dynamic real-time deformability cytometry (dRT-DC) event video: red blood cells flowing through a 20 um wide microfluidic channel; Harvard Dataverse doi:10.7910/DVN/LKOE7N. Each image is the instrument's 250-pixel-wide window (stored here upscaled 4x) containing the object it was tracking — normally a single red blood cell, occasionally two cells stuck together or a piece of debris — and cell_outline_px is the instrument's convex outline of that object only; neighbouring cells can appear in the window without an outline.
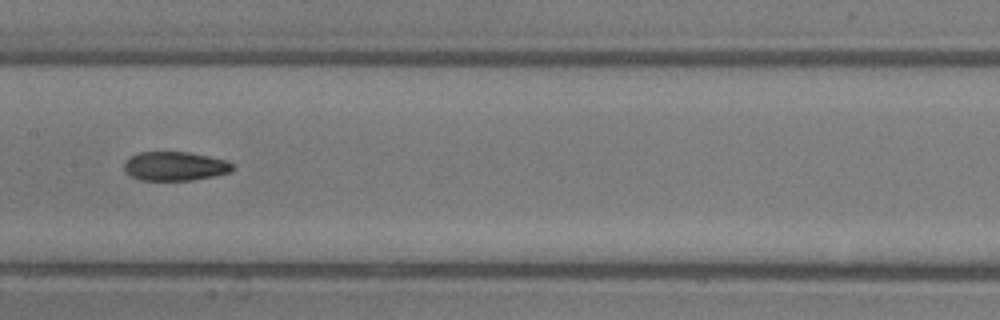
{"species": "common noctule bat (a hibernating species)", "species_latin": "Nyctalus noctula", "temperature_condition": "room temperature", "stored_images_in_passage": 8, "camera_frame_rate_fps": 3000, "um_per_image_px": 0.085, "animal": {"sex": "male", "body_mass_g": 13.3}, "frame": {"image": 1, "passage_image": 7, "time_ms": 8.0, "image_size_px": [1000, 320], "cell_outline_px": [[232, 172], [192, 180], [140, 180], [132, 176], [124, 168], [124, 164], [132, 156], [140, 152], [188, 152], [228, 160], [232, 164]], "centroid_in_image_um": [14.91, 14.12], "position_along_channel_um": 192.5, "area_um2": 18.09}}
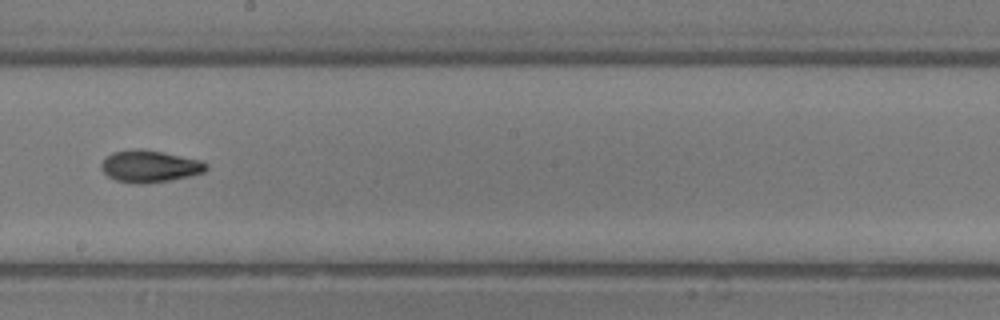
{"frame": {"image": 2, "passage_image": 8, "time_ms": 9.0, "image_size_px": [1000, 320], "cell_outline_px": [[208, 168], [204, 172], [188, 176], [168, 180], [144, 184], [136, 184], [116, 180], [108, 176], [100, 168], [100, 164], [112, 152], [136, 148], [140, 148], [200, 160], [208, 164]], "centroid_in_image_um": [12.7, 14.13], "position_along_channel_um": 235.5, "area_um2": 19.36}}